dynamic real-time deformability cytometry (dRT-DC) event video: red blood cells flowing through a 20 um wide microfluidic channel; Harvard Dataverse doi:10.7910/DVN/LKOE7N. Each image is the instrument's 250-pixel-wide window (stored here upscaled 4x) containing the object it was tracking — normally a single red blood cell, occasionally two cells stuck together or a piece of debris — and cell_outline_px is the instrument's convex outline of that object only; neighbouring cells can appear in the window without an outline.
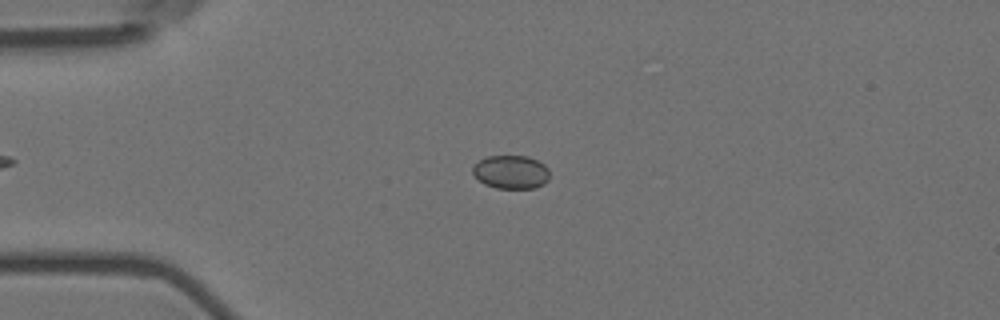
{"species": "Egyptian fruit bat (a non-hibernating species)", "species_latin": "Rousettus aegyptiacus", "temperature_condition": "room temperature", "stored_images_in_passage": 31, "camera_frame_rate_fps": 3000, "um_per_image_px": 0.085, "animal": {"sex": "female"}, "frame": {"image": 1, "passage_image": 14, "time_ms": 4.333, "image_size_px": [1000, 320], "cell_outline_px": [[548, 180], [544, 184], [532, 188], [496, 188], [484, 184], [472, 172], [472, 164], [488, 156], [528, 156], [544, 164], [548, 168]], "centroid_in_image_um": [43.42, 14.62], "position_along_channel_um": 41.6, "area_um2": 14.97}}
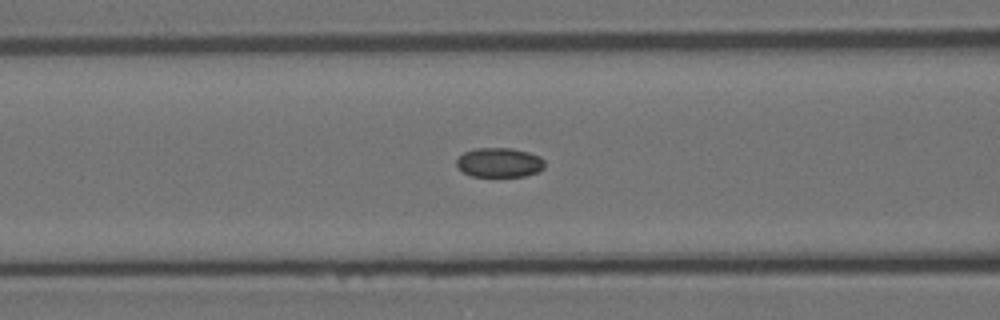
{"frame": {"image": 2, "passage_image": 23, "time_ms": 7.333, "image_size_px": [1000, 320], "cell_outline_px": [[544, 168], [540, 172], [524, 176], [472, 176], [464, 172], [456, 164], [456, 160], [464, 152], [476, 148], [512, 148], [528, 152], [540, 156], [544, 160]], "centroid_in_image_um": [42.48, 13.81], "position_along_channel_um": 124.1, "area_um2": 15.14}}
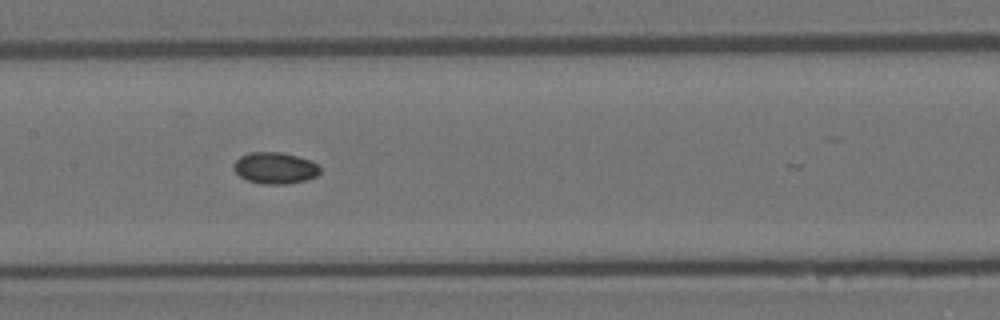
{"frame": {"image": 3, "passage_image": 28, "time_ms": 9.0, "image_size_px": [1000, 320], "cell_outline_px": [[320, 172], [316, 176], [304, 180], [288, 184], [260, 184], [248, 180], [240, 176], [232, 168], [236, 160], [240, 156], [248, 152], [280, 152], [296, 156], [308, 160], [316, 164], [320, 168]], "centroid_in_image_um": [23.34, 14.28], "position_along_channel_um": 184.1, "area_um2": 15.72}}